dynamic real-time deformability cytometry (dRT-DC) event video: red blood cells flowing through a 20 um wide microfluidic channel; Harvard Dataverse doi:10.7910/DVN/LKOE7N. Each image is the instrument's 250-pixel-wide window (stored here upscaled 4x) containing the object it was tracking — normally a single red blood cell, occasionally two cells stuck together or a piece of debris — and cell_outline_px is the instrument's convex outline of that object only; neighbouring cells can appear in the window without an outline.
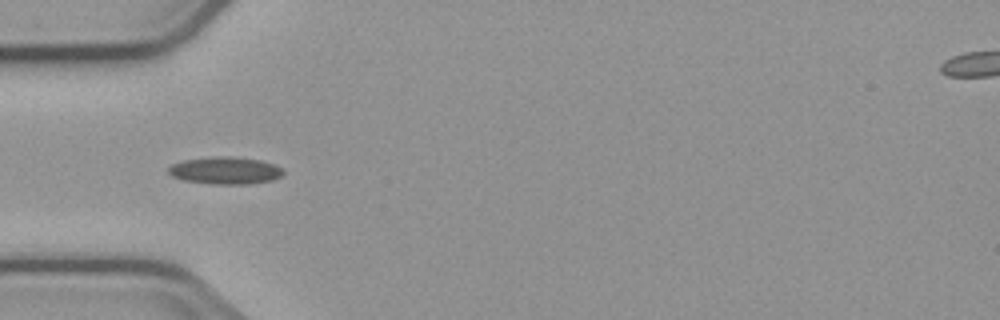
{"species": "common noctule bat (a hibernating species)", "species_latin": "Nyctalus noctula", "temperature_condition": "cold", "stored_images_in_passage": 9, "camera_frame_rate_fps": 3000, "um_per_image_px": 0.085, "animal": {"sex": "male", "body_mass_g": 23.1, "forearm_length_mm": 52.7}, "frame": {"image": 1, "passage_image": 5, "time_ms": 5.667, "image_size_px": [1000, 320], "cell_outline_px": [[284, 172], [280, 176], [272, 180], [248, 184], [212, 184], [184, 180], [172, 176], [168, 172], [168, 168], [172, 164], [184, 160], [212, 156], [228, 156], [260, 160], [284, 168]], "centroid_in_image_um": [19.14, 14.49], "position_along_channel_um": 65.9, "area_um2": 18.21}}
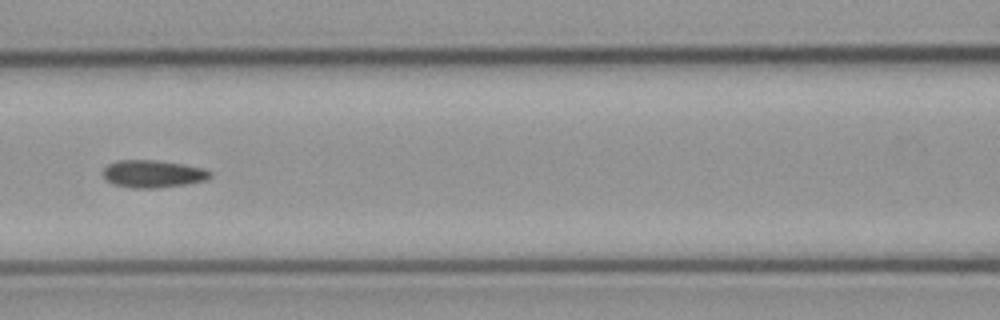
{"frame": {"image": 2, "passage_image": 7, "time_ms": 8.0, "image_size_px": [1000, 320], "cell_outline_px": [[212, 176], [208, 180], [188, 184], [156, 188], [132, 188], [112, 184], [104, 176], [104, 168], [108, 164], [116, 160], [156, 160], [184, 164], [204, 168], [212, 172]], "centroid_in_image_um": [13.05, 14.78], "position_along_channel_um": 153.6, "area_um2": 17.34}}
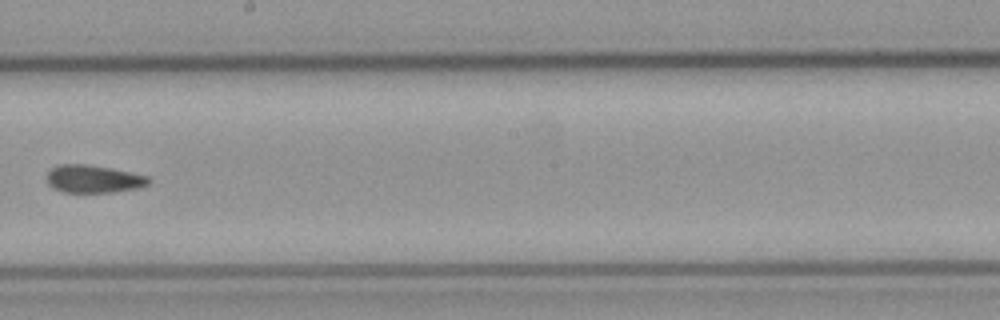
{"frame": {"image": 3, "passage_image": 9, "time_ms": 10.333, "image_size_px": [1000, 320], "cell_outline_px": [[152, 180], [148, 184], [140, 188], [112, 192], [64, 192], [56, 188], [48, 180], [48, 172], [52, 168], [60, 164], [88, 164], [112, 168], [148, 176]], "centroid_in_image_um": [8.02, 15.2], "position_along_channel_um": 240.2, "area_um2": 16.3}}